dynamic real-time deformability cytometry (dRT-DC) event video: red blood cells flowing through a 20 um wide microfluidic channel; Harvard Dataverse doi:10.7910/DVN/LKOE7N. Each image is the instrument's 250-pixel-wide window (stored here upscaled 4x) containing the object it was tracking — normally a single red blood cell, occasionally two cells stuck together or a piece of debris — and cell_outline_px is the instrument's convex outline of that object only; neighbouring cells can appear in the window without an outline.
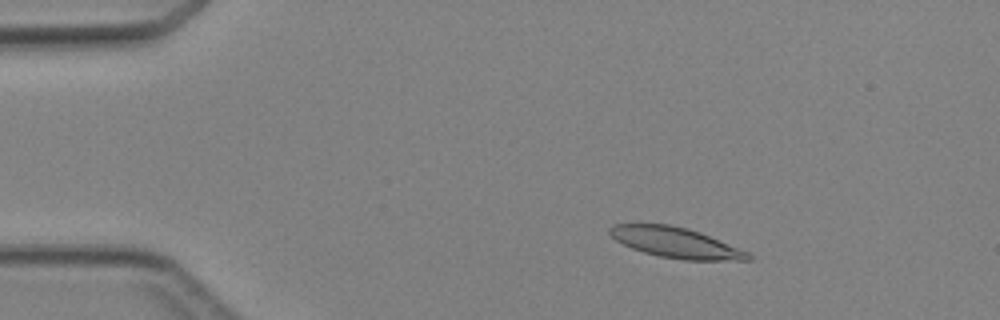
{"species": "Egyptian fruit bat (a non-hibernating species)", "species_latin": "Rousettus aegyptiacus", "temperature_condition": "cold", "stored_images_in_passage": 5, "camera_frame_rate_fps": 3000, "um_per_image_px": 0.085, "animal": {"sex": "female"}, "frame": {"image": 1, "passage_image": 3, "time_ms": 2.333, "image_size_px": [1000, 320], "cell_outline_px": [[752, 260], [684, 260], [660, 256], [644, 252], [632, 248], [616, 240], [608, 232], [608, 228], [612, 224], [668, 224], [688, 228], [700, 232], [748, 252], [752, 256]], "centroid_in_image_um": [57.43, 20.61], "position_along_channel_um": 27.6, "area_um2": 24.33}}
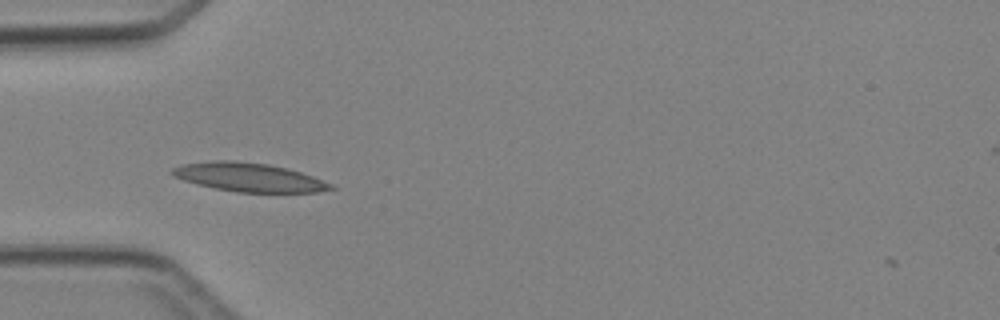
{"frame": {"image": 2, "passage_image": 5, "time_ms": 4.667, "image_size_px": [1000, 320], "cell_outline_px": [[336, 188], [316, 192], [236, 192], [216, 188], [184, 180], [172, 176], [168, 172], [172, 168], [180, 164], [216, 160], [232, 160], [268, 164], [288, 168], [312, 176], [332, 184]], "centroid_in_image_um": [21.12, 15.05], "position_along_channel_um": 63.9, "area_um2": 26.41}}